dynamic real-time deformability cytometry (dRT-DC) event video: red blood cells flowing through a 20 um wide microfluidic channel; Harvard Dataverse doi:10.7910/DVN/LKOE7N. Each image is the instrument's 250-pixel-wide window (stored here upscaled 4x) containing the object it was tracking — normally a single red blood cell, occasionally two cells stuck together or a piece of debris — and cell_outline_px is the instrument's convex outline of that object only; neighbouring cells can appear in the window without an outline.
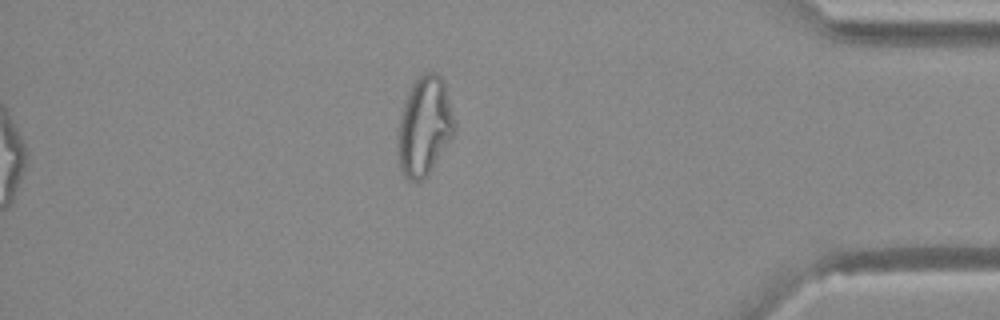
{"species": "Egyptian fruit bat (a non-hibernating species)", "species_latin": "Rousettus aegyptiacus", "temperature_condition": "warm", "stored_images_in_passage": 32, "camera_frame_rate_fps": 3000, "um_per_image_px": 0.085, "animal": {"sex": "female"}, "frame": {"image": 1, "passage_image": 32, "time_ms": 10.333, "image_size_px": [1000, 320], "cell_outline_px": [[456, 132], [428, 172], [420, 180], [408, 180], [404, 176], [400, 168], [396, 144], [396, 140], [404, 100], [412, 84], [424, 72], [436, 72], [444, 80], [456, 124]], "centroid_in_image_um": [36.07, 10.69], "position_along_channel_um": 399.1, "area_um2": 32.66}}